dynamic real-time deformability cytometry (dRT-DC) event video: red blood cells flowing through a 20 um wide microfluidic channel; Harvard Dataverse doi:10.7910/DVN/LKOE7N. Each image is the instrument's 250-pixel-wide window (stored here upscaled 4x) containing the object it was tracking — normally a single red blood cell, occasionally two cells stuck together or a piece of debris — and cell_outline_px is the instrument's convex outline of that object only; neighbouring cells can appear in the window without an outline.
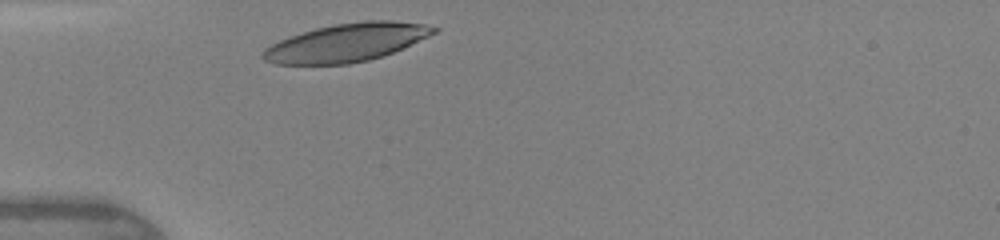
{"species": "human", "species_latin": "Homo sapiens", "temperature_condition": "warm", "stored_images_in_passage": 6, "camera_frame_rate_fps": 3000, "um_per_image_px": 0.085, "donor": {"sex": "female"}, "frame": {"image": 1, "passage_image": 1, "time_ms": 0.0, "image_size_px": [1000, 240], "cell_outline_px": [[440, 28], [436, 32], [428, 36], [392, 52], [368, 60], [348, 64], [276, 64], [264, 60], [260, 56], [260, 52], [264, 48], [280, 40], [316, 28], [332, 24], [368, 20], [392, 20], [424, 24]], "centroid_in_image_um": [29.42, 3.61], "position_along_channel_um": 55.6, "area_um2": 37.63}}
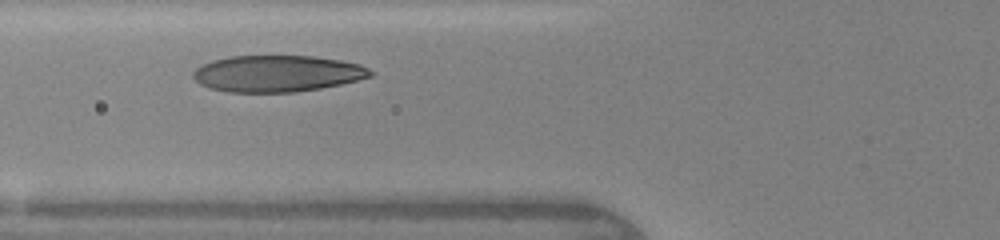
{"frame": {"image": 2, "passage_image": 3, "time_ms": 1.333, "image_size_px": [1000, 240], "cell_outline_px": [[372, 76], [340, 84], [320, 88], [292, 92], [228, 92], [208, 88], [200, 84], [192, 76], [192, 72], [196, 68], [212, 60], [232, 56], [312, 56], [340, 60], [360, 64], [368, 68], [372, 72]], "centroid_in_image_um": [23.53, 6.25], "position_along_channel_um": 102.3, "area_um2": 37.57}}